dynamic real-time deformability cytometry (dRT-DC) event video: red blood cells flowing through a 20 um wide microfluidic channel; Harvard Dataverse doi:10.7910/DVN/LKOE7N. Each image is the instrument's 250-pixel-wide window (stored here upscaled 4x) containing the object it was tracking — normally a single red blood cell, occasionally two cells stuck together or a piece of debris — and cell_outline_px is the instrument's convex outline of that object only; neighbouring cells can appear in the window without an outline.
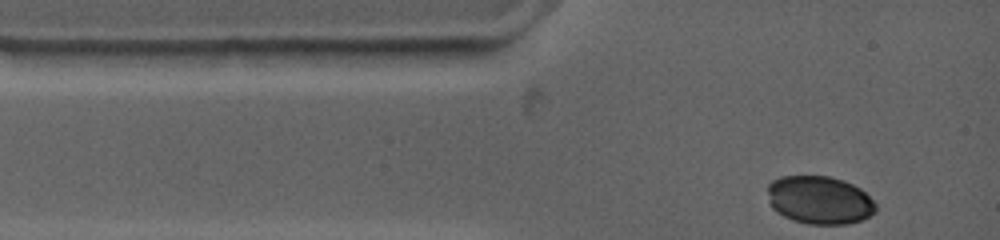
{"species": "common noctule bat (a hibernating species)", "species_latin": "Nyctalus noctula", "temperature_condition": "warm", "stored_images_in_passage": 25, "camera_frame_rate_fps": 4500, "um_per_image_px": 0.085, "animal": {"sex": "female", "body_mass_g": 19.0, "forearm_length_mm": 53.3}, "frame": {"image": 1, "passage_image": 1, "time_ms": 0.0, "image_size_px": [1000, 240], "cell_outline_px": [[876, 212], [860, 220], [848, 224], [808, 224], [792, 220], [776, 212], [772, 208], [768, 192], [768, 184], [772, 180], [780, 176], [828, 176], [844, 180], [860, 188], [876, 204]], "centroid_in_image_um": [69.65, 17.0], "position_along_channel_um": 15.4, "area_um2": 30.35}}